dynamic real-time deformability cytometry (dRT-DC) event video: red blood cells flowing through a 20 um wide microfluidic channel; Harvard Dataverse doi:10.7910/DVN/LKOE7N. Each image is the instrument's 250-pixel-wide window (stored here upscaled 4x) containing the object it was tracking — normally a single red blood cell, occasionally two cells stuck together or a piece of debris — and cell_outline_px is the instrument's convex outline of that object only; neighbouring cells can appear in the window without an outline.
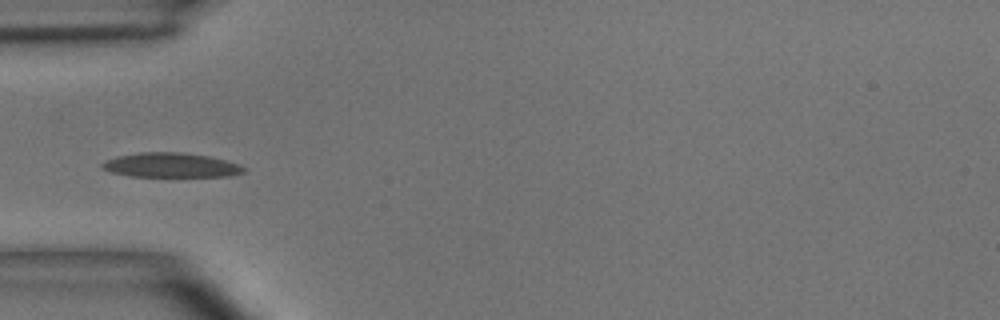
{"species": "common noctule bat (a hibernating species)", "species_latin": "Nyctalus noctula", "temperature_condition": "room temperature", "stored_images_in_passage": 5, "camera_frame_rate_fps": 3000, "um_per_image_px": 0.085, "animal": {"sex": "male", "body_mass_g": 15.6}, "frame": {"image": 1, "passage_image": 5, "time_ms": 4.333, "image_size_px": [1000, 320], "cell_outline_px": [[248, 168], [244, 172], [232, 176], [132, 176], [112, 172], [100, 168], [100, 164], [116, 156], [140, 152], [180, 152], [212, 156], [228, 160], [240, 164]], "centroid_in_image_um": [14.59, 14.03], "position_along_channel_um": 70.4, "area_um2": 20.4}}